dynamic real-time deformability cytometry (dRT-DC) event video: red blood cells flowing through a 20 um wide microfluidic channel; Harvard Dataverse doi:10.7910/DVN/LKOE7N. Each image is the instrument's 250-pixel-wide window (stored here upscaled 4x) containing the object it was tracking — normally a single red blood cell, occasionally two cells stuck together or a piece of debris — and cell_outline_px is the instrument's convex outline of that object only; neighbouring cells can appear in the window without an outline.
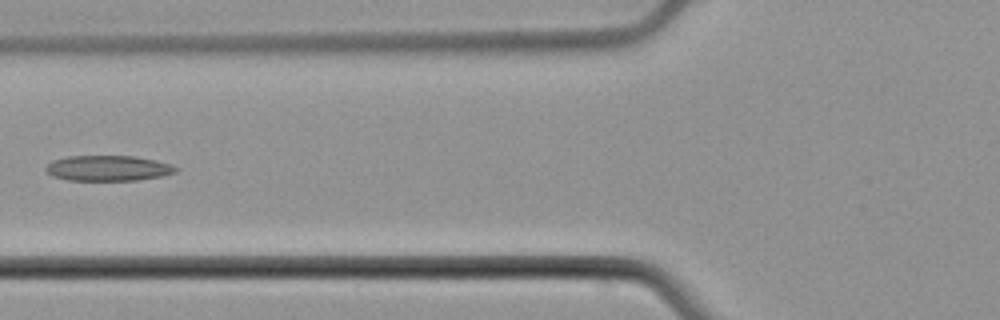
{"species": "common noctule bat (a hibernating species)", "species_latin": "Nyctalus noctula", "temperature_condition": "cold", "stored_images_in_passage": 6, "camera_frame_rate_fps": 3000, "um_per_image_px": 0.085, "animal": {"sex": "male", "body_mass_g": 21.5, "forearm_length_mm": 52.0}, "frame": {"image": 1, "passage_image": 6, "time_ms": 6.333, "image_size_px": [1000, 320], "cell_outline_px": [[180, 168], [176, 172], [164, 176], [136, 180], [68, 180], [52, 176], [44, 172], [44, 168], [52, 160], [68, 156], [136, 156], [156, 160], [172, 164]], "centroid_in_image_um": [9.2, 14.29], "position_along_channel_um": 116.6, "area_um2": 19.54}}